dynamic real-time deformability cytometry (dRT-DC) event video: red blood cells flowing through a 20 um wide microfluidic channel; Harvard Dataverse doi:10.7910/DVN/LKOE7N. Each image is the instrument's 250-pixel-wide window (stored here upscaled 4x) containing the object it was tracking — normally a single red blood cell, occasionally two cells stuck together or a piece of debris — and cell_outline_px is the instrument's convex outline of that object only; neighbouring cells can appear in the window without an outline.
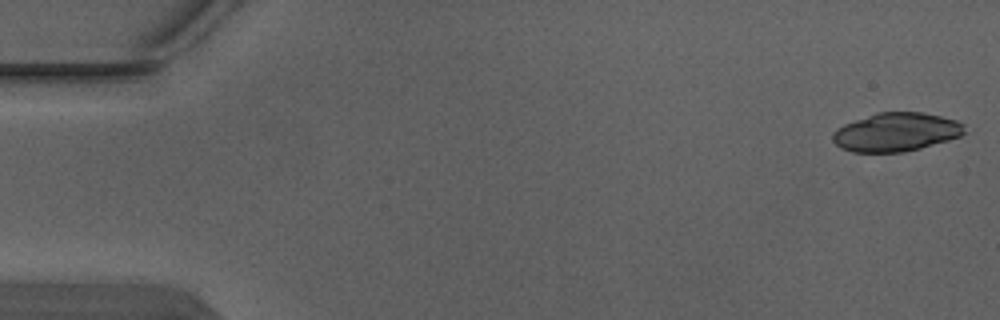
{"species": "Egyptian fruit bat (a non-hibernating species)", "species_latin": "Rousettus aegyptiacus", "temperature_condition": "warm", "stored_images_in_passage": 4, "camera_frame_rate_fps": 3000, "um_per_image_px": 0.085, "animal": {"sex": "male"}, "frame": {"image": 1, "passage_image": 1, "time_ms": 0.0, "image_size_px": [1000, 320], "cell_outline_px": [[964, 132], [960, 136], [948, 140], [920, 148], [904, 152], [852, 152], [840, 148], [832, 140], [832, 132], [836, 128], [844, 124], [876, 112], [924, 112], [956, 120], [964, 124]], "centroid_in_image_um": [76.13, 11.22], "position_along_channel_um": 8.9, "area_um2": 29.71}}